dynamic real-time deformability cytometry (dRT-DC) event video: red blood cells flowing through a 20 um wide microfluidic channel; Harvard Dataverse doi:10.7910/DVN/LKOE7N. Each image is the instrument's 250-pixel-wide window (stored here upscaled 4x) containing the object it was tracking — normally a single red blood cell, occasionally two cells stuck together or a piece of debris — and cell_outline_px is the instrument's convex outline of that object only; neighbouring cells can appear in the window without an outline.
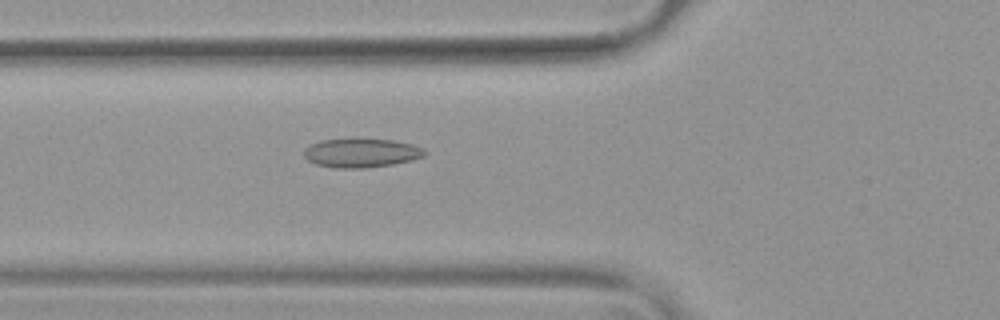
{"species": "common noctule bat (a hibernating species)", "species_latin": "Nyctalus noctula", "temperature_condition": "warm", "stored_images_in_passage": 54, "camera_frame_rate_fps": 3000, "um_per_image_px": 0.085, "animal": {"sex": "female", "body_mass_g": 19.9}, "frame": {"image": 1, "passage_image": 20, "time_ms": 6.333, "image_size_px": [1000, 320], "cell_outline_px": [[428, 152], [424, 156], [412, 160], [392, 164], [368, 168], [336, 168], [316, 164], [308, 160], [304, 156], [304, 148], [320, 140], [352, 136], [356, 136], [392, 140], [412, 144], [424, 148]], "centroid_in_image_um": [30.7, 12.95], "position_along_channel_um": 95.1, "area_um2": 21.21}}
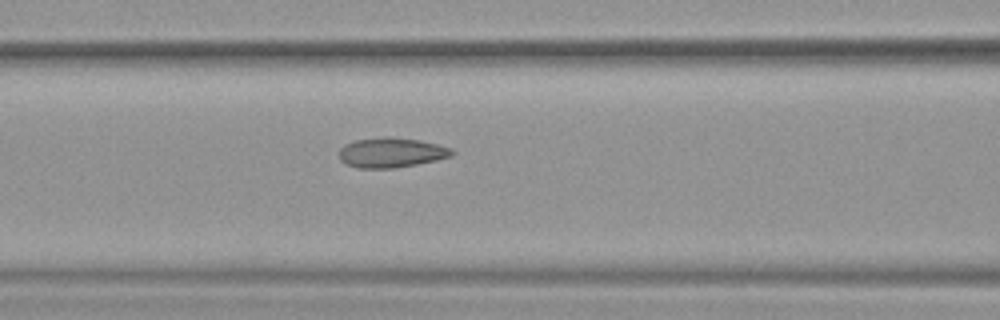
{"frame": {"image": 2, "passage_image": 23, "time_ms": 7.333, "image_size_px": [1000, 320], "cell_outline_px": [[456, 152], [452, 156], [436, 160], [396, 168], [356, 168], [344, 164], [340, 160], [340, 148], [344, 144], [356, 140], [384, 136], [388, 136], [420, 140], [452, 148]], "centroid_in_image_um": [33.25, 12.97], "position_along_channel_um": 133.3, "area_um2": 19.83}}
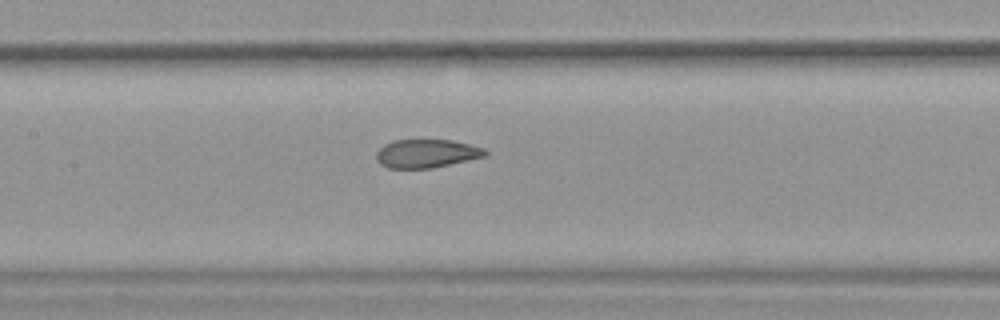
{"frame": {"image": 3, "passage_image": 26, "time_ms": 8.333, "image_size_px": [1000, 320], "cell_outline_px": [[488, 152], [484, 156], [468, 160], [432, 168], [388, 168], [380, 164], [376, 160], [376, 152], [384, 144], [392, 140], [452, 140], [484, 148]], "centroid_in_image_um": [36.21, 13.05], "position_along_channel_um": 171.2, "area_um2": 17.98}, "authors_computed_cell_mechanics": {"area_um2": 20.7502, "velocity_mm_per_s": 3.7824, "shape_relaxation_time_tau1_ms": null, "shape_relaxation_time_tau2_ms": 1.0186, "deformation_change_tau1": null, "deformation_change_tau2": 0.0742}}